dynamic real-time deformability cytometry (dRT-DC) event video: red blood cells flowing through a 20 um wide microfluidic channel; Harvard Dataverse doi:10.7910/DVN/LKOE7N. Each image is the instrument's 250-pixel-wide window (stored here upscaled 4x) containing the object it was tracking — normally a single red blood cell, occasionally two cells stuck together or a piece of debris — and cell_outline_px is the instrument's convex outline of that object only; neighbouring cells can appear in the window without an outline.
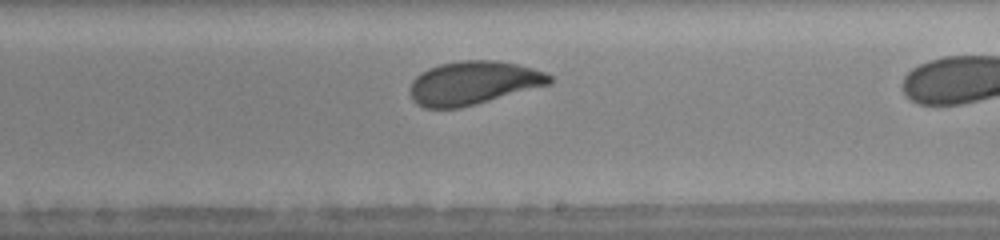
{"species": "human", "species_latin": "Homo sapiens", "temperature_condition": "warm", "stored_images_in_passage": 23, "camera_frame_rate_fps": 3000, "um_per_image_px": 0.085, "donor": {"sex": "female"}, "frame": {"image": 1, "passage_image": 14, "time_ms": 4.333, "image_size_px": [1000, 240], "cell_outline_px": [[552, 80], [548, 84], [476, 104], [460, 108], [424, 108], [416, 104], [412, 100], [408, 92], [412, 80], [416, 76], [428, 68], [440, 64], [460, 60], [496, 60], [516, 64], [532, 68], [544, 72], [552, 76]], "centroid_in_image_um": [40.16, 7.05], "position_along_channel_um": 248.8, "area_um2": 35.26}}